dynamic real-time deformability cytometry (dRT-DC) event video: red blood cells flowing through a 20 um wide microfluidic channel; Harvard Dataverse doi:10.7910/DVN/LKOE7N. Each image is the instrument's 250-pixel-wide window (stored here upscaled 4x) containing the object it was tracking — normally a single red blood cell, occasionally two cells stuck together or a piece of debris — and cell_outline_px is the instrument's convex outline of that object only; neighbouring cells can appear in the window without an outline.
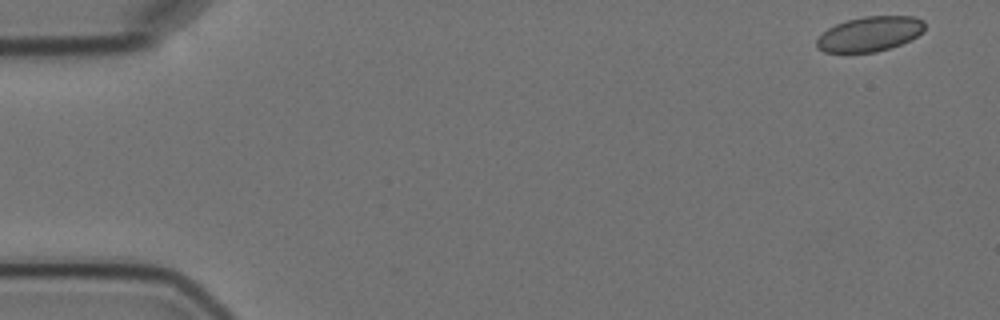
{"species": "Egyptian fruit bat (a non-hibernating species)", "species_latin": "Rousettus aegyptiacus", "temperature_condition": "cold", "stored_images_in_passage": 5, "camera_frame_rate_fps": 3000, "um_per_image_px": 0.085, "animal": {"sex": "female"}, "frame": {"image": 1, "passage_image": 1, "time_ms": 0.0, "image_size_px": [1000, 320], "cell_outline_px": [[924, 32], [912, 40], [876, 52], [824, 52], [816, 48], [816, 40], [828, 28], [836, 24], [848, 20], [864, 16], [916, 16], [924, 20]], "centroid_in_image_um": [73.96, 2.88], "position_along_channel_um": 11.0, "area_um2": 22.02}}
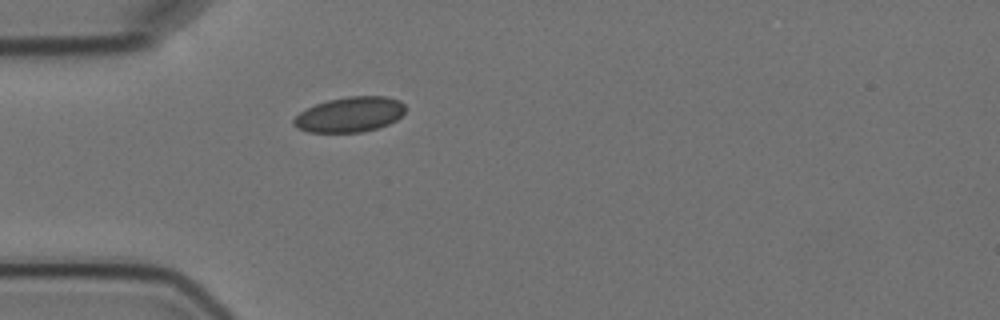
{"frame": {"image": 2, "passage_image": 5, "time_ms": 4.667, "image_size_px": [1000, 320], "cell_outline_px": [[404, 112], [396, 120], [388, 124], [376, 128], [360, 132], [308, 132], [296, 128], [292, 124], [292, 120], [300, 112], [316, 104], [328, 100], [348, 96], [384, 96], [400, 100], [404, 104]], "centroid_in_image_um": [29.71, 9.73], "position_along_channel_um": 55.3, "area_um2": 22.77}}